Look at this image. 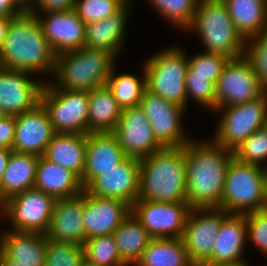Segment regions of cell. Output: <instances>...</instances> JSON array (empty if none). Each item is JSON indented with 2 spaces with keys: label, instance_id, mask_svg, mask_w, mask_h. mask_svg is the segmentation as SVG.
Listing matches in <instances>:
<instances>
[{
  "label": "cell",
  "instance_id": "11a10c76",
  "mask_svg": "<svg viewBox=\"0 0 267 266\" xmlns=\"http://www.w3.org/2000/svg\"><path fill=\"white\" fill-rule=\"evenodd\" d=\"M263 129L267 132V111L265 113L264 123H263Z\"/></svg>",
  "mask_w": 267,
  "mask_h": 266
},
{
  "label": "cell",
  "instance_id": "f546056e",
  "mask_svg": "<svg viewBox=\"0 0 267 266\" xmlns=\"http://www.w3.org/2000/svg\"><path fill=\"white\" fill-rule=\"evenodd\" d=\"M122 111L107 86L90 90L87 134L112 132L119 122Z\"/></svg>",
  "mask_w": 267,
  "mask_h": 266
},
{
  "label": "cell",
  "instance_id": "d4e9b609",
  "mask_svg": "<svg viewBox=\"0 0 267 266\" xmlns=\"http://www.w3.org/2000/svg\"><path fill=\"white\" fill-rule=\"evenodd\" d=\"M0 251L19 264L45 266L46 235L38 232L1 230Z\"/></svg>",
  "mask_w": 267,
  "mask_h": 266
},
{
  "label": "cell",
  "instance_id": "c3c4849f",
  "mask_svg": "<svg viewBox=\"0 0 267 266\" xmlns=\"http://www.w3.org/2000/svg\"><path fill=\"white\" fill-rule=\"evenodd\" d=\"M0 263L1 266H34V265H25V264H19L14 259H9L6 257L1 251H0Z\"/></svg>",
  "mask_w": 267,
  "mask_h": 266
},
{
  "label": "cell",
  "instance_id": "4316f807",
  "mask_svg": "<svg viewBox=\"0 0 267 266\" xmlns=\"http://www.w3.org/2000/svg\"><path fill=\"white\" fill-rule=\"evenodd\" d=\"M86 139V134L55 133L43 157L71 170L81 179L85 166Z\"/></svg>",
  "mask_w": 267,
  "mask_h": 266
},
{
  "label": "cell",
  "instance_id": "f5cc1de1",
  "mask_svg": "<svg viewBox=\"0 0 267 266\" xmlns=\"http://www.w3.org/2000/svg\"><path fill=\"white\" fill-rule=\"evenodd\" d=\"M117 1L118 3H120L123 7H126V8H132V4L130 3L131 0H115Z\"/></svg>",
  "mask_w": 267,
  "mask_h": 266
},
{
  "label": "cell",
  "instance_id": "f35d334b",
  "mask_svg": "<svg viewBox=\"0 0 267 266\" xmlns=\"http://www.w3.org/2000/svg\"><path fill=\"white\" fill-rule=\"evenodd\" d=\"M185 86L188 102L192 99L207 110L213 112L216 109L215 84L208 77L191 76L186 71Z\"/></svg>",
  "mask_w": 267,
  "mask_h": 266
},
{
  "label": "cell",
  "instance_id": "f907efd6",
  "mask_svg": "<svg viewBox=\"0 0 267 266\" xmlns=\"http://www.w3.org/2000/svg\"><path fill=\"white\" fill-rule=\"evenodd\" d=\"M27 11H30L36 4L37 0H17Z\"/></svg>",
  "mask_w": 267,
  "mask_h": 266
},
{
  "label": "cell",
  "instance_id": "7a4b0ae2",
  "mask_svg": "<svg viewBox=\"0 0 267 266\" xmlns=\"http://www.w3.org/2000/svg\"><path fill=\"white\" fill-rule=\"evenodd\" d=\"M55 62L56 54L32 12L27 11L9 19L6 37L0 49V67L33 75H51V79Z\"/></svg>",
  "mask_w": 267,
  "mask_h": 266
},
{
  "label": "cell",
  "instance_id": "9f6ffc18",
  "mask_svg": "<svg viewBox=\"0 0 267 266\" xmlns=\"http://www.w3.org/2000/svg\"><path fill=\"white\" fill-rule=\"evenodd\" d=\"M5 117H6L5 113L0 109V121Z\"/></svg>",
  "mask_w": 267,
  "mask_h": 266
},
{
  "label": "cell",
  "instance_id": "816d5d0a",
  "mask_svg": "<svg viewBox=\"0 0 267 266\" xmlns=\"http://www.w3.org/2000/svg\"><path fill=\"white\" fill-rule=\"evenodd\" d=\"M264 196L267 205V166L263 167Z\"/></svg>",
  "mask_w": 267,
  "mask_h": 266
},
{
  "label": "cell",
  "instance_id": "60d3db41",
  "mask_svg": "<svg viewBox=\"0 0 267 266\" xmlns=\"http://www.w3.org/2000/svg\"><path fill=\"white\" fill-rule=\"evenodd\" d=\"M245 56L251 61L261 87L267 91V29L246 42Z\"/></svg>",
  "mask_w": 267,
  "mask_h": 266
},
{
  "label": "cell",
  "instance_id": "9a60e30c",
  "mask_svg": "<svg viewBox=\"0 0 267 266\" xmlns=\"http://www.w3.org/2000/svg\"><path fill=\"white\" fill-rule=\"evenodd\" d=\"M32 73L0 67V109L6 116H17L40 103L45 81Z\"/></svg>",
  "mask_w": 267,
  "mask_h": 266
},
{
  "label": "cell",
  "instance_id": "1f68e13d",
  "mask_svg": "<svg viewBox=\"0 0 267 266\" xmlns=\"http://www.w3.org/2000/svg\"><path fill=\"white\" fill-rule=\"evenodd\" d=\"M118 246L121 259L134 266L141 258L152 237L132 212L112 234Z\"/></svg>",
  "mask_w": 267,
  "mask_h": 266
},
{
  "label": "cell",
  "instance_id": "7dc6e473",
  "mask_svg": "<svg viewBox=\"0 0 267 266\" xmlns=\"http://www.w3.org/2000/svg\"><path fill=\"white\" fill-rule=\"evenodd\" d=\"M8 26H9V19L0 17V49L2 48L4 39L6 37Z\"/></svg>",
  "mask_w": 267,
  "mask_h": 266
},
{
  "label": "cell",
  "instance_id": "4fadbf2b",
  "mask_svg": "<svg viewBox=\"0 0 267 266\" xmlns=\"http://www.w3.org/2000/svg\"><path fill=\"white\" fill-rule=\"evenodd\" d=\"M190 210L187 202L137 199L131 206V212L152 238H182Z\"/></svg>",
  "mask_w": 267,
  "mask_h": 266
},
{
  "label": "cell",
  "instance_id": "484cf974",
  "mask_svg": "<svg viewBox=\"0 0 267 266\" xmlns=\"http://www.w3.org/2000/svg\"><path fill=\"white\" fill-rule=\"evenodd\" d=\"M33 188L47 193L56 200L77 196L84 190L80 178L75 173L48 161L43 156L38 159Z\"/></svg>",
  "mask_w": 267,
  "mask_h": 266
},
{
  "label": "cell",
  "instance_id": "d6a6232c",
  "mask_svg": "<svg viewBox=\"0 0 267 266\" xmlns=\"http://www.w3.org/2000/svg\"><path fill=\"white\" fill-rule=\"evenodd\" d=\"M142 77L129 73L116 72L115 66L110 73L106 86L112 92L114 99L124 110L139 106L143 93L146 90V74L144 66L141 67Z\"/></svg>",
  "mask_w": 267,
  "mask_h": 266
},
{
  "label": "cell",
  "instance_id": "ac0fdd59",
  "mask_svg": "<svg viewBox=\"0 0 267 266\" xmlns=\"http://www.w3.org/2000/svg\"><path fill=\"white\" fill-rule=\"evenodd\" d=\"M15 135L12 151L43 156L55 131L41 103L15 116Z\"/></svg>",
  "mask_w": 267,
  "mask_h": 266
},
{
  "label": "cell",
  "instance_id": "4dcf8cb0",
  "mask_svg": "<svg viewBox=\"0 0 267 266\" xmlns=\"http://www.w3.org/2000/svg\"><path fill=\"white\" fill-rule=\"evenodd\" d=\"M134 266H195L182 238H152Z\"/></svg>",
  "mask_w": 267,
  "mask_h": 266
},
{
  "label": "cell",
  "instance_id": "8fae6325",
  "mask_svg": "<svg viewBox=\"0 0 267 266\" xmlns=\"http://www.w3.org/2000/svg\"><path fill=\"white\" fill-rule=\"evenodd\" d=\"M264 92L251 61L245 55L233 58L215 84L216 108L250 102Z\"/></svg>",
  "mask_w": 267,
  "mask_h": 266
},
{
  "label": "cell",
  "instance_id": "8d00e7d4",
  "mask_svg": "<svg viewBox=\"0 0 267 266\" xmlns=\"http://www.w3.org/2000/svg\"><path fill=\"white\" fill-rule=\"evenodd\" d=\"M45 266H79L84 260L82 245L46 238Z\"/></svg>",
  "mask_w": 267,
  "mask_h": 266
},
{
  "label": "cell",
  "instance_id": "52a82bcc",
  "mask_svg": "<svg viewBox=\"0 0 267 266\" xmlns=\"http://www.w3.org/2000/svg\"><path fill=\"white\" fill-rule=\"evenodd\" d=\"M266 207L263 167L234 157L226 173L220 209L245 215Z\"/></svg>",
  "mask_w": 267,
  "mask_h": 266
},
{
  "label": "cell",
  "instance_id": "7bdbcfd3",
  "mask_svg": "<svg viewBox=\"0 0 267 266\" xmlns=\"http://www.w3.org/2000/svg\"><path fill=\"white\" fill-rule=\"evenodd\" d=\"M76 0H37L32 13L64 12L73 10Z\"/></svg>",
  "mask_w": 267,
  "mask_h": 266
},
{
  "label": "cell",
  "instance_id": "44dd1931",
  "mask_svg": "<svg viewBox=\"0 0 267 266\" xmlns=\"http://www.w3.org/2000/svg\"><path fill=\"white\" fill-rule=\"evenodd\" d=\"M84 190L81 194L64 199H57L46 238L84 245L86 241L83 224Z\"/></svg>",
  "mask_w": 267,
  "mask_h": 266
},
{
  "label": "cell",
  "instance_id": "ba28073f",
  "mask_svg": "<svg viewBox=\"0 0 267 266\" xmlns=\"http://www.w3.org/2000/svg\"><path fill=\"white\" fill-rule=\"evenodd\" d=\"M267 111V91L259 98L233 106L214 110L220 118L214 136L215 144L228 150H236L252 133L263 128Z\"/></svg>",
  "mask_w": 267,
  "mask_h": 266
},
{
  "label": "cell",
  "instance_id": "7c38bea8",
  "mask_svg": "<svg viewBox=\"0 0 267 266\" xmlns=\"http://www.w3.org/2000/svg\"><path fill=\"white\" fill-rule=\"evenodd\" d=\"M149 119L157 142L163 147H182L192 138L186 134L182 118L186 108L145 90L139 104Z\"/></svg>",
  "mask_w": 267,
  "mask_h": 266
},
{
  "label": "cell",
  "instance_id": "277c9868",
  "mask_svg": "<svg viewBox=\"0 0 267 266\" xmlns=\"http://www.w3.org/2000/svg\"><path fill=\"white\" fill-rule=\"evenodd\" d=\"M117 57L111 52L80 48L56 55L55 69L48 81L63 90L90 91L106 86Z\"/></svg>",
  "mask_w": 267,
  "mask_h": 266
},
{
  "label": "cell",
  "instance_id": "ab89813d",
  "mask_svg": "<svg viewBox=\"0 0 267 266\" xmlns=\"http://www.w3.org/2000/svg\"><path fill=\"white\" fill-rule=\"evenodd\" d=\"M122 8L115 0H76L74 6L75 12L85 24L105 19Z\"/></svg>",
  "mask_w": 267,
  "mask_h": 266
},
{
  "label": "cell",
  "instance_id": "d590c367",
  "mask_svg": "<svg viewBox=\"0 0 267 266\" xmlns=\"http://www.w3.org/2000/svg\"><path fill=\"white\" fill-rule=\"evenodd\" d=\"M230 60L226 55L212 52H199L194 56H188L187 72L191 76L208 77V80L216 84L226 63Z\"/></svg>",
  "mask_w": 267,
  "mask_h": 266
},
{
  "label": "cell",
  "instance_id": "836d02e7",
  "mask_svg": "<svg viewBox=\"0 0 267 266\" xmlns=\"http://www.w3.org/2000/svg\"><path fill=\"white\" fill-rule=\"evenodd\" d=\"M84 259L96 266H128L120 257L112 234L85 241Z\"/></svg>",
  "mask_w": 267,
  "mask_h": 266
},
{
  "label": "cell",
  "instance_id": "603a6c76",
  "mask_svg": "<svg viewBox=\"0 0 267 266\" xmlns=\"http://www.w3.org/2000/svg\"><path fill=\"white\" fill-rule=\"evenodd\" d=\"M247 223L243 214H227L220 224L211 256L203 264H220L244 260Z\"/></svg>",
  "mask_w": 267,
  "mask_h": 266
},
{
  "label": "cell",
  "instance_id": "db71d44e",
  "mask_svg": "<svg viewBox=\"0 0 267 266\" xmlns=\"http://www.w3.org/2000/svg\"><path fill=\"white\" fill-rule=\"evenodd\" d=\"M79 266H96V265L91 264L86 259H84Z\"/></svg>",
  "mask_w": 267,
  "mask_h": 266
},
{
  "label": "cell",
  "instance_id": "f6af8a7d",
  "mask_svg": "<svg viewBox=\"0 0 267 266\" xmlns=\"http://www.w3.org/2000/svg\"><path fill=\"white\" fill-rule=\"evenodd\" d=\"M27 12L17 0H0V17L14 18Z\"/></svg>",
  "mask_w": 267,
  "mask_h": 266
},
{
  "label": "cell",
  "instance_id": "7402d4cb",
  "mask_svg": "<svg viewBox=\"0 0 267 266\" xmlns=\"http://www.w3.org/2000/svg\"><path fill=\"white\" fill-rule=\"evenodd\" d=\"M126 158L112 132L88 133L85 166L80 179L85 189L97 176L113 169Z\"/></svg>",
  "mask_w": 267,
  "mask_h": 266
},
{
  "label": "cell",
  "instance_id": "83f0119b",
  "mask_svg": "<svg viewBox=\"0 0 267 266\" xmlns=\"http://www.w3.org/2000/svg\"><path fill=\"white\" fill-rule=\"evenodd\" d=\"M39 157L11 151L0 183V204L12 196L33 188Z\"/></svg>",
  "mask_w": 267,
  "mask_h": 266
},
{
  "label": "cell",
  "instance_id": "b9f144b4",
  "mask_svg": "<svg viewBox=\"0 0 267 266\" xmlns=\"http://www.w3.org/2000/svg\"><path fill=\"white\" fill-rule=\"evenodd\" d=\"M245 217L247 240H250L267 258V207L245 214Z\"/></svg>",
  "mask_w": 267,
  "mask_h": 266
},
{
  "label": "cell",
  "instance_id": "bcb514c9",
  "mask_svg": "<svg viewBox=\"0 0 267 266\" xmlns=\"http://www.w3.org/2000/svg\"><path fill=\"white\" fill-rule=\"evenodd\" d=\"M11 151H12L11 149H6V148L0 147V183L2 181L3 174H4V171L6 169L7 162H8V159L10 157Z\"/></svg>",
  "mask_w": 267,
  "mask_h": 266
},
{
  "label": "cell",
  "instance_id": "d6986e66",
  "mask_svg": "<svg viewBox=\"0 0 267 266\" xmlns=\"http://www.w3.org/2000/svg\"><path fill=\"white\" fill-rule=\"evenodd\" d=\"M44 36L56 55L84 47L85 23L75 10L33 13Z\"/></svg>",
  "mask_w": 267,
  "mask_h": 266
},
{
  "label": "cell",
  "instance_id": "9c48e42d",
  "mask_svg": "<svg viewBox=\"0 0 267 266\" xmlns=\"http://www.w3.org/2000/svg\"><path fill=\"white\" fill-rule=\"evenodd\" d=\"M40 103L47 111L55 133L87 135L89 91L58 89L45 80Z\"/></svg>",
  "mask_w": 267,
  "mask_h": 266
},
{
  "label": "cell",
  "instance_id": "6da1fadb",
  "mask_svg": "<svg viewBox=\"0 0 267 266\" xmlns=\"http://www.w3.org/2000/svg\"><path fill=\"white\" fill-rule=\"evenodd\" d=\"M234 157V151L210 138H194L184 145L186 196L191 209H220L226 173Z\"/></svg>",
  "mask_w": 267,
  "mask_h": 266
},
{
  "label": "cell",
  "instance_id": "ffe728a7",
  "mask_svg": "<svg viewBox=\"0 0 267 266\" xmlns=\"http://www.w3.org/2000/svg\"><path fill=\"white\" fill-rule=\"evenodd\" d=\"M131 212L124 201L88 194L84 190L83 224L86 240L110 235Z\"/></svg>",
  "mask_w": 267,
  "mask_h": 266
},
{
  "label": "cell",
  "instance_id": "e0dca14e",
  "mask_svg": "<svg viewBox=\"0 0 267 266\" xmlns=\"http://www.w3.org/2000/svg\"><path fill=\"white\" fill-rule=\"evenodd\" d=\"M140 160L126 157L119 165L97 176L84 190L94 196L114 198L130 206L139 196Z\"/></svg>",
  "mask_w": 267,
  "mask_h": 266
},
{
  "label": "cell",
  "instance_id": "5b68a950",
  "mask_svg": "<svg viewBox=\"0 0 267 266\" xmlns=\"http://www.w3.org/2000/svg\"><path fill=\"white\" fill-rule=\"evenodd\" d=\"M185 31L195 32L207 52L230 59L245 55L246 42L238 34L223 0H199L193 21Z\"/></svg>",
  "mask_w": 267,
  "mask_h": 266
},
{
  "label": "cell",
  "instance_id": "5bb4252c",
  "mask_svg": "<svg viewBox=\"0 0 267 266\" xmlns=\"http://www.w3.org/2000/svg\"><path fill=\"white\" fill-rule=\"evenodd\" d=\"M227 214L219 208L189 211L182 240L188 257L195 266L203 264L211 256L215 235Z\"/></svg>",
  "mask_w": 267,
  "mask_h": 266
},
{
  "label": "cell",
  "instance_id": "30bf717a",
  "mask_svg": "<svg viewBox=\"0 0 267 266\" xmlns=\"http://www.w3.org/2000/svg\"><path fill=\"white\" fill-rule=\"evenodd\" d=\"M56 199L31 188L0 204V212L9 221L12 231L38 232L48 230Z\"/></svg>",
  "mask_w": 267,
  "mask_h": 266
},
{
  "label": "cell",
  "instance_id": "f1b7e54d",
  "mask_svg": "<svg viewBox=\"0 0 267 266\" xmlns=\"http://www.w3.org/2000/svg\"><path fill=\"white\" fill-rule=\"evenodd\" d=\"M238 34L245 42L267 29V0H223Z\"/></svg>",
  "mask_w": 267,
  "mask_h": 266
},
{
  "label": "cell",
  "instance_id": "3957f363",
  "mask_svg": "<svg viewBox=\"0 0 267 266\" xmlns=\"http://www.w3.org/2000/svg\"><path fill=\"white\" fill-rule=\"evenodd\" d=\"M138 199L152 202H187L184 146L165 147L140 159Z\"/></svg>",
  "mask_w": 267,
  "mask_h": 266
},
{
  "label": "cell",
  "instance_id": "74e56055",
  "mask_svg": "<svg viewBox=\"0 0 267 266\" xmlns=\"http://www.w3.org/2000/svg\"><path fill=\"white\" fill-rule=\"evenodd\" d=\"M234 156L241 162L267 166V132L263 128L256 130L234 150Z\"/></svg>",
  "mask_w": 267,
  "mask_h": 266
},
{
  "label": "cell",
  "instance_id": "cb8c5ba5",
  "mask_svg": "<svg viewBox=\"0 0 267 266\" xmlns=\"http://www.w3.org/2000/svg\"><path fill=\"white\" fill-rule=\"evenodd\" d=\"M130 11V8L123 7L105 19L85 24L84 47L111 52L119 57L126 37L125 28L129 23Z\"/></svg>",
  "mask_w": 267,
  "mask_h": 266
},
{
  "label": "cell",
  "instance_id": "681fc988",
  "mask_svg": "<svg viewBox=\"0 0 267 266\" xmlns=\"http://www.w3.org/2000/svg\"><path fill=\"white\" fill-rule=\"evenodd\" d=\"M246 259L237 261V262H229V263H220V264H201L199 266H250L246 263Z\"/></svg>",
  "mask_w": 267,
  "mask_h": 266
},
{
  "label": "cell",
  "instance_id": "e575fe53",
  "mask_svg": "<svg viewBox=\"0 0 267 266\" xmlns=\"http://www.w3.org/2000/svg\"><path fill=\"white\" fill-rule=\"evenodd\" d=\"M154 10L177 29L186 30L192 23L199 0H148Z\"/></svg>",
  "mask_w": 267,
  "mask_h": 266
},
{
  "label": "cell",
  "instance_id": "8992f818",
  "mask_svg": "<svg viewBox=\"0 0 267 266\" xmlns=\"http://www.w3.org/2000/svg\"><path fill=\"white\" fill-rule=\"evenodd\" d=\"M177 45L166 47L147 57L143 66L146 90L187 109L185 76L188 53Z\"/></svg>",
  "mask_w": 267,
  "mask_h": 266
},
{
  "label": "cell",
  "instance_id": "2e32d148",
  "mask_svg": "<svg viewBox=\"0 0 267 266\" xmlns=\"http://www.w3.org/2000/svg\"><path fill=\"white\" fill-rule=\"evenodd\" d=\"M112 133L128 158L140 160L163 148L140 106L124 109Z\"/></svg>",
  "mask_w": 267,
  "mask_h": 266
},
{
  "label": "cell",
  "instance_id": "ee69618b",
  "mask_svg": "<svg viewBox=\"0 0 267 266\" xmlns=\"http://www.w3.org/2000/svg\"><path fill=\"white\" fill-rule=\"evenodd\" d=\"M15 124V116H6L0 121V147L12 150Z\"/></svg>",
  "mask_w": 267,
  "mask_h": 266
}]
</instances>
